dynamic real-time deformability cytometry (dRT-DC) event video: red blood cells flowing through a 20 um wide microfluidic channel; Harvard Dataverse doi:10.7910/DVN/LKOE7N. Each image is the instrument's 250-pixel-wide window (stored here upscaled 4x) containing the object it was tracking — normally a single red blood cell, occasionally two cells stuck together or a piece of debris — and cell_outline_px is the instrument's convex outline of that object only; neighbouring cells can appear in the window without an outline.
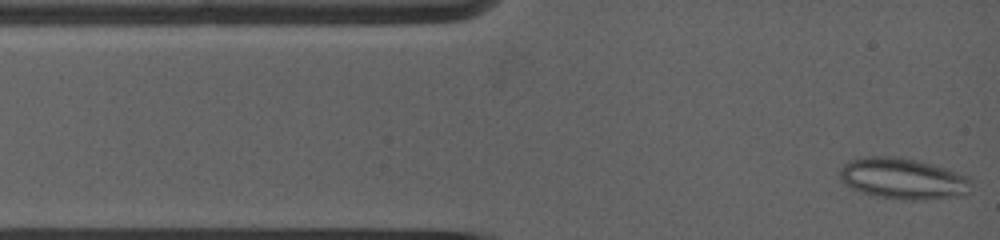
{"species": "common noctule bat (a hibernating species)", "species_latin": "Nyctalus noctula", "temperature_condition": "warm", "stored_images_in_passage": 39, "camera_frame_rate_fps": 5000, "um_per_image_px": 0.085, "animal": {"sex": "female", "body_mass_g": 19.0, "forearm_length_mm": 53.3}, "frame": {"image": 1, "passage_image": 1, "time_ms": 0.0, "image_size_px": [1000, 240], "cell_outline_px": [[968, 192], [956, 196], [912, 200], [904, 200], [880, 196], [864, 192], [852, 188], [840, 180], [840, 168], [848, 160], [864, 156], [900, 156], [920, 160], [944, 168], [964, 176], [968, 180]], "centroid_in_image_um": [76.66, 15.14], "position_along_channel_um": 8.3, "area_um2": 30.92}}
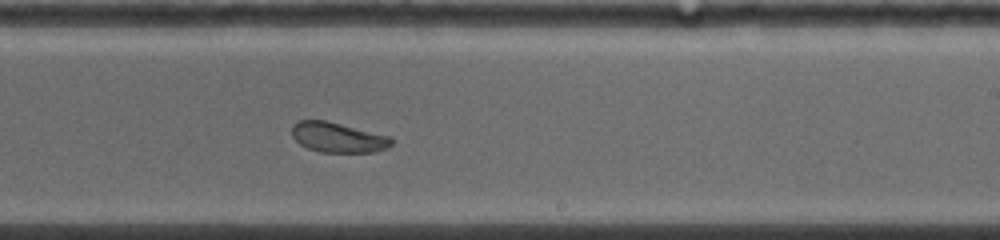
{"frame": {"image": 2, "passage_image": 26, "time_ms": 7.6, "image_size_px": [1000, 240], "cell_outline_px": [[392, 144], [388, 148], [376, 152], [320, 152], [308, 148], [300, 144], [292, 136], [292, 124], [300, 120], [324, 120], [392, 136]], "centroid_in_image_um": [28.75, 11.68], "position_along_channel_um": 260.3, "area_um2": 17.51}}
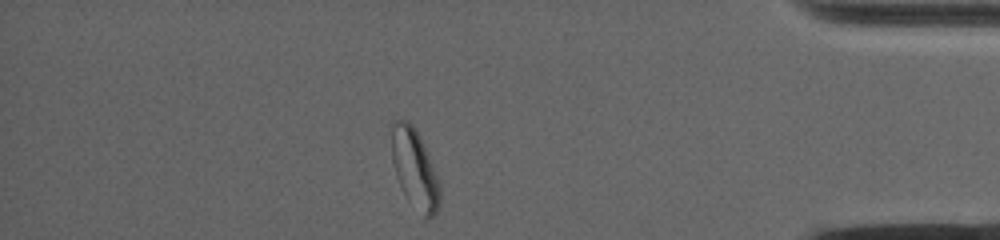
{"frame": {"image": 3, "passage_image": 39, "time_ms": 12.2, "image_size_px": [1000, 240], "cell_outline_px": [[440, 204], [436, 212], [428, 220], [408, 200], [400, 188], [396, 176], [392, 160], [392, 124], [396, 120], [408, 120], [412, 124], [420, 136], [440, 180]], "centroid_in_image_um": [35.27, 14.36], "position_along_channel_um": 399.9, "area_um2": 22.37}, "authors_computed_cell_mechanics": {"area_um2": 18.7272, "velocity_mm_per_s": 3.8978, "shape_relaxation_time_tau1_ms": null, "shape_relaxation_time_tau2_ms": 1.6429, "deformation_change_tau1": null, "deformation_change_tau2": 0.07}}